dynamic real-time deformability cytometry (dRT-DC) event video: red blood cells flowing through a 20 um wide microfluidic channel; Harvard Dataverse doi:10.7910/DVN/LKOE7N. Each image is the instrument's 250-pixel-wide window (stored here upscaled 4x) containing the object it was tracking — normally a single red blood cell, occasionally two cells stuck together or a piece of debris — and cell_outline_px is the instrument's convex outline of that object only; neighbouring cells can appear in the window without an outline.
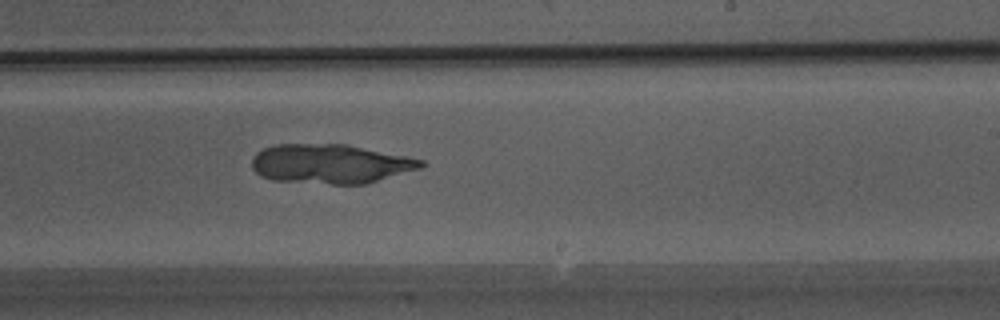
{"species": "Egyptian fruit bat (a non-hibernating species)", "species_latin": "Rousettus aegyptiacus", "temperature_condition": "warm", "stored_images_in_passage": 33, "camera_frame_rate_fps": 3000, "um_per_image_px": 0.085, "animal": {"sex": "male"}, "frame": {"image": 1, "passage_image": 16, "time_ms": 5.0, "image_size_px": [1000, 320], "cell_outline_px": [[424, 164], [420, 168], [368, 184], [332, 184], [272, 180], [260, 176], [252, 168], [252, 156], [256, 152], [264, 148], [276, 144], [348, 144], [408, 156], [424, 160]], "centroid_in_image_um": [28.09, 13.92], "position_along_channel_um": 260.9, "area_um2": 39.07}}
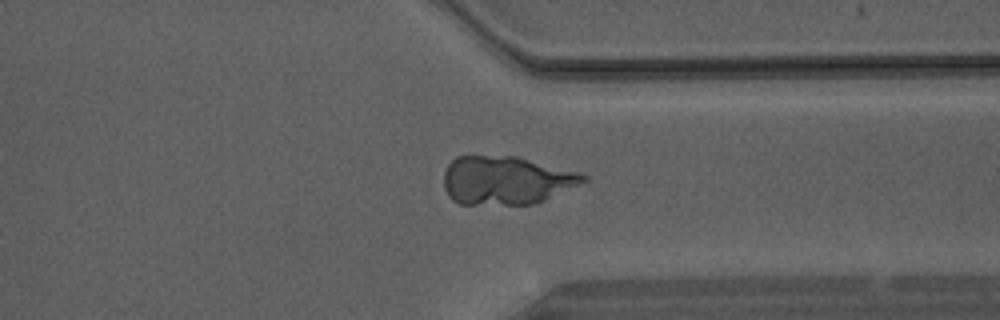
{"frame": {"image": 2, "passage_image": 23, "time_ms": 7.333, "image_size_px": [1000, 320], "cell_outline_px": [[588, 180], [544, 200], [532, 204], [460, 204], [452, 200], [448, 196], [444, 188], [444, 172], [448, 164], [456, 156], [516, 156], [576, 172], [588, 176]], "centroid_in_image_um": [42.97, 15.33], "position_along_channel_um": 368.4, "area_um2": 39.07}}
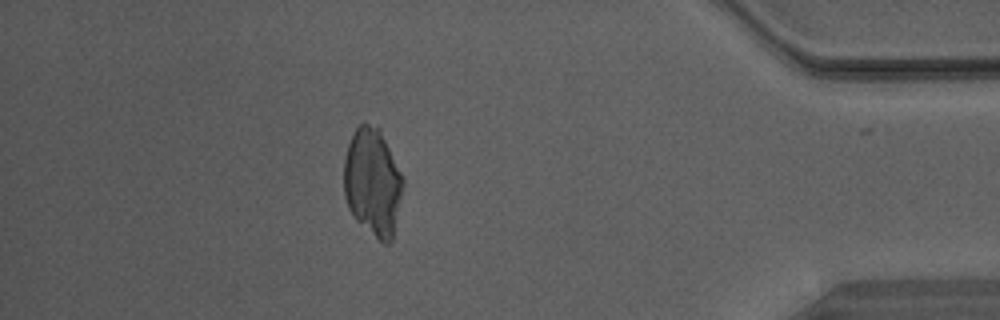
{"frame": {"image": 3, "passage_image": 28, "time_ms": 9.0, "image_size_px": [1000, 320], "cell_outline_px": [[404, 184], [392, 240], [388, 244], [384, 244], [356, 220], [352, 216], [348, 208], [344, 196], [344, 156], [352, 132], [364, 120], [380, 128], [404, 176]], "centroid_in_image_um": [31.68, 15.43], "position_along_channel_um": 403.5, "area_um2": 37.69}}